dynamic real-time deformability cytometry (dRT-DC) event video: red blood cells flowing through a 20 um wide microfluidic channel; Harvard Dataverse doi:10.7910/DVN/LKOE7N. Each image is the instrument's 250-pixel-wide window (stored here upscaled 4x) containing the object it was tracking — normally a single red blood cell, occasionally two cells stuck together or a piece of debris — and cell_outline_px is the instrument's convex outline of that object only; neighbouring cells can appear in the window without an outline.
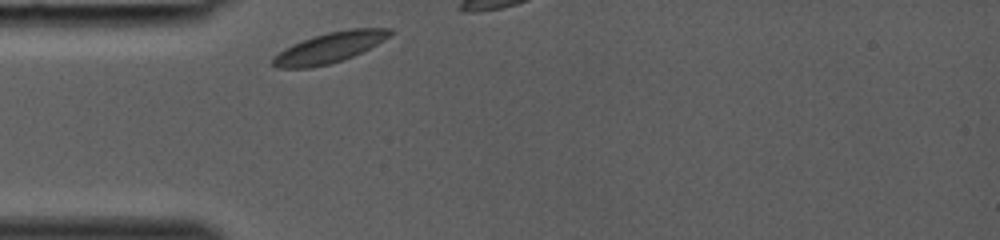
{"species": "common noctule bat (a hibernating species)", "species_latin": "Nyctalus noctula", "temperature_condition": "room temperature", "stored_images_in_passage": 7, "camera_frame_rate_fps": 3000, "um_per_image_px": 0.085, "animal": {"sex": "female", "body_mass_g": 19.0, "forearm_length_mm": 53.3}, "frame": {"image": 1, "passage_image": 1, "time_ms": 0.0, "image_size_px": [1000, 240], "cell_outline_px": [[392, 32], [384, 40], [344, 60], [312, 68], [276, 68], [272, 64], [272, 56], [284, 48], [292, 44], [312, 36], [328, 32], [348, 28], [392, 28]], "centroid_in_image_um": [27.95, 4.05], "position_along_channel_um": 57.1, "area_um2": 20.81}}